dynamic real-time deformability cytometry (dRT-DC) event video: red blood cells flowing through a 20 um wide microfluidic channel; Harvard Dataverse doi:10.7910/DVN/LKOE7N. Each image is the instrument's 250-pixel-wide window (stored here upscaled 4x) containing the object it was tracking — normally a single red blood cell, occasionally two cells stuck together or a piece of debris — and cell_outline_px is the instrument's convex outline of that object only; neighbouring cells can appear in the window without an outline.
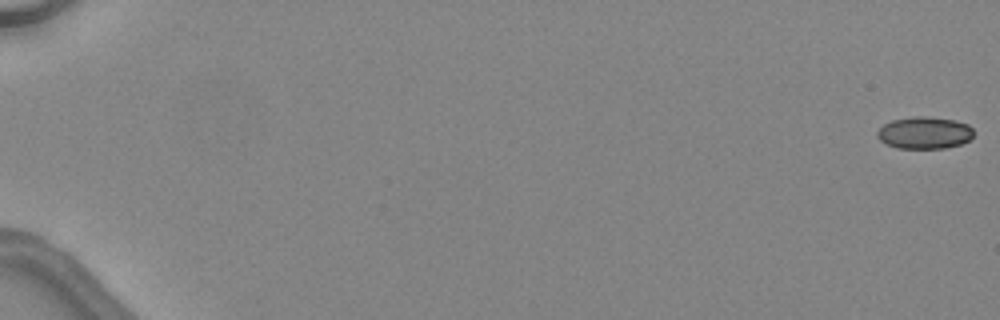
{"species": "common noctule bat (a hibernating species)", "species_latin": "Nyctalus noctula", "temperature_condition": "warm", "stored_images_in_passage": 48, "camera_frame_rate_fps": 3000, "um_per_image_px": 0.085, "animal": {"sex": "female", "body_mass_g": 24.6, "forearm_length_mm": 56.2}, "frame": {"image": 1, "passage_image": 1, "time_ms": 0.0, "image_size_px": [1000, 320], "cell_outline_px": [[972, 136], [968, 140], [960, 144], [944, 148], [896, 148], [884, 144], [876, 136], [876, 132], [884, 124], [892, 120], [916, 116], [924, 116], [952, 120], [968, 124], [972, 128]], "centroid_in_image_um": [78.53, 11.29], "position_along_channel_um": 6.5, "area_um2": 17.92}}
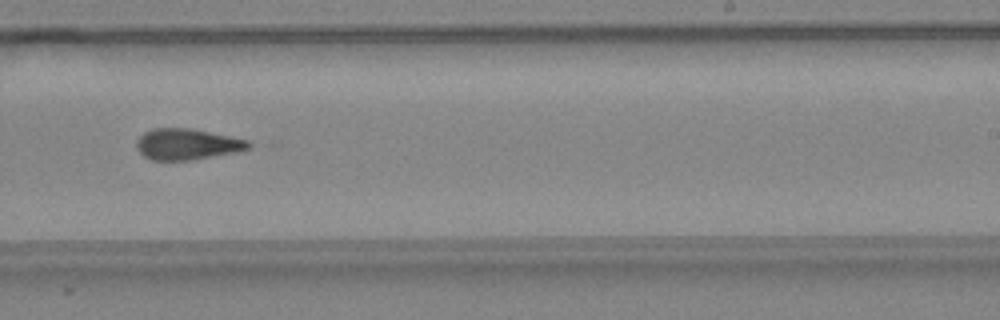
{"frame": {"image": 2, "passage_image": 33, "time_ms": 10.667, "image_size_px": [1000, 320], "cell_outline_px": [[256, 144], [252, 148], [236, 152], [192, 160], [148, 160], [136, 148], [136, 140], [144, 132], [152, 128], [188, 128], [248, 140]], "centroid_in_image_um": [15.91, 12.27], "position_along_channel_um": 273.1, "area_um2": 20.4}}
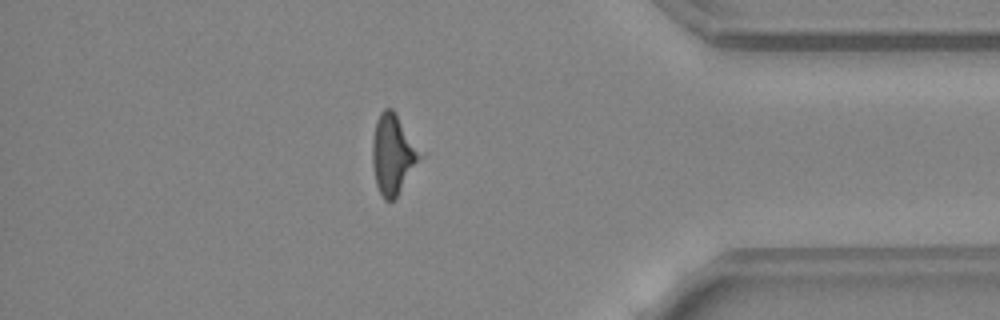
{"frame": {"image": 3, "passage_image": 43, "time_ms": 14.0, "image_size_px": [1000, 320], "cell_outline_px": [[424, 156], [396, 196], [392, 200], [384, 200], [376, 184], [372, 164], [372, 140], [376, 120], [380, 112], [384, 108], [392, 108], [396, 112], [424, 152]], "centroid_in_image_um": [33.43, 13.06], "position_along_channel_um": 401.8, "area_um2": 22.6}, "authors_computed_cell_mechanics": {"area_um2": 19.7965, "velocity_mm_per_s": 4.5658, "shape_relaxation_time_tau1_ms": null, "shape_relaxation_time_tau2_ms": 2.3691, "deformation_change_tau1": null, "deformation_change_tau2": 0.1135}}